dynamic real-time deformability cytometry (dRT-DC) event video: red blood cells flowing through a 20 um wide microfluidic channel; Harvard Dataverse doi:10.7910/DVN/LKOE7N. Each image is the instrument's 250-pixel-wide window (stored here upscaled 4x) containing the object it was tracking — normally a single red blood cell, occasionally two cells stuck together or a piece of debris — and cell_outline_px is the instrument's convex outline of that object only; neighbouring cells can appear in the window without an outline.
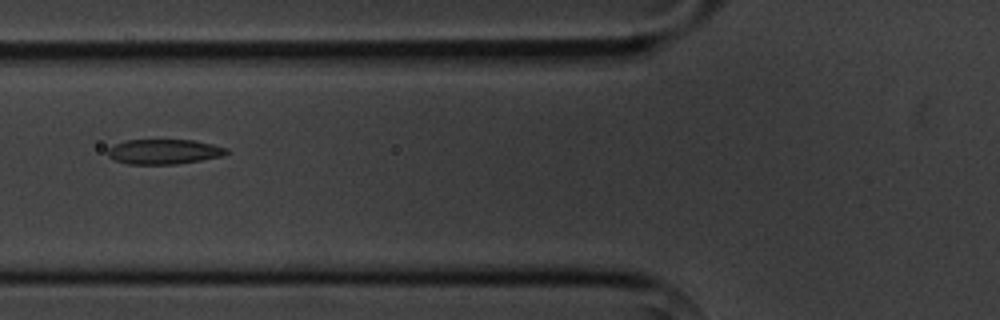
{"species": "common noctule bat (a hibernating species)", "species_latin": "Nyctalus noctula", "temperature_condition": "cold", "stored_images_in_passage": 7, "camera_frame_rate_fps": 3000, "um_per_image_px": 0.085, "animal": {"sex": "male", "body_mass_g": 20.1, "forearm_length_mm": 53.5}, "frame": {"image": 1, "passage_image": 2, "time_ms": 1.333, "image_size_px": [1000, 320], "cell_outline_px": [[228, 152], [224, 156], [176, 164], [128, 164], [116, 160], [108, 156], [108, 148], [124, 140], [192, 140], [212, 144], [228, 148]], "centroid_in_image_um": [13.95, 12.89], "position_along_channel_um": 111.8, "area_um2": 17.17}}
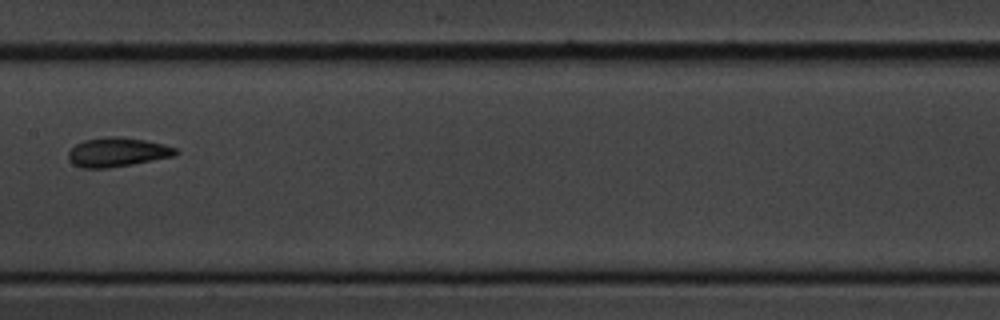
{"frame": {"image": 2, "passage_image": 4, "time_ms": 3.667, "image_size_px": [1000, 320], "cell_outline_px": [[180, 152], [176, 156], [132, 164], [108, 168], [80, 168], [72, 164], [68, 160], [68, 152], [76, 144], [84, 140], [104, 136], [116, 136], [144, 140], [164, 144], [176, 148]], "centroid_in_image_um": [9.97, 12.94], "position_along_channel_um": 197.4, "area_um2": 18.44}}
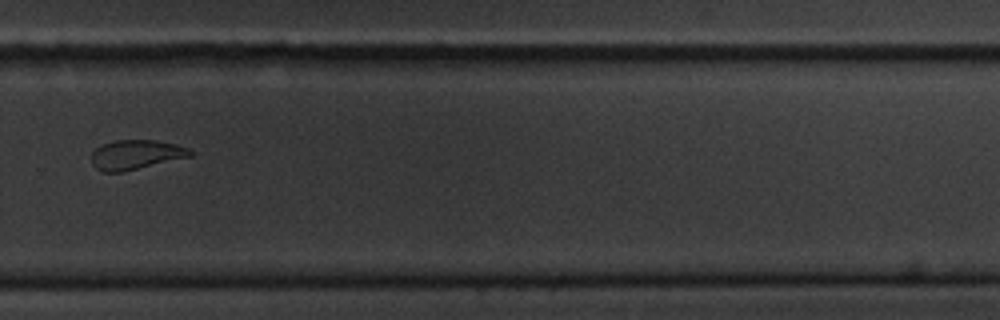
{"frame": {"image": 3, "passage_image": 7, "time_ms": 7.0, "image_size_px": [1000, 320], "cell_outline_px": [[192, 156], [124, 172], [104, 172], [96, 168], [92, 164], [92, 152], [96, 148], [104, 144], [116, 140], [156, 140], [188, 148], [192, 152]], "centroid_in_image_um": [11.54, 13.16], "position_along_channel_um": 318.3, "area_um2": 16.88}}